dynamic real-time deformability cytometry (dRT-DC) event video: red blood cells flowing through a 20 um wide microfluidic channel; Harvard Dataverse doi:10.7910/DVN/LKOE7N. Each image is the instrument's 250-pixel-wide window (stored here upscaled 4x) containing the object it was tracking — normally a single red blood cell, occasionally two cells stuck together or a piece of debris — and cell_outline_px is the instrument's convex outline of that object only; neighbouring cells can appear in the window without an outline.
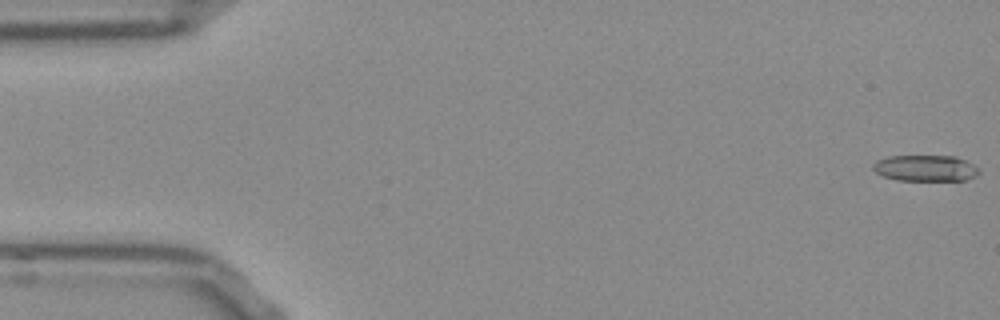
{"species": "Egyptian fruit bat (a non-hibernating species)", "species_latin": "Rousettus aegyptiacus", "temperature_condition": "room temperature", "stored_images_in_passage": 53, "camera_frame_rate_fps": 3000, "um_per_image_px": 0.085, "frame": {"image": 1, "passage_image": 1, "time_ms": 0.0, "image_size_px": [1000, 320], "cell_outline_px": [[980, 172], [976, 176], [964, 180], [896, 180], [884, 176], [876, 172], [872, 168], [872, 164], [876, 160], [888, 156], [956, 156], [972, 164]], "centroid_in_image_um": [78.63, 14.29], "position_along_channel_um": 6.4, "area_um2": 16.07}}
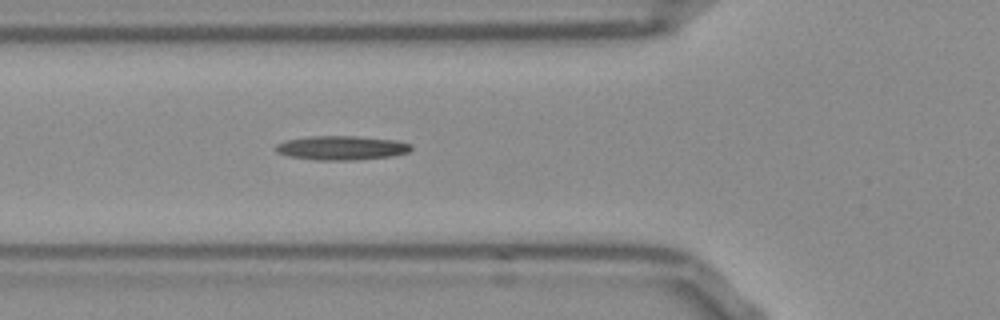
{"frame": {"image": 2, "passage_image": 19, "time_ms": 6.0, "image_size_px": [1000, 320], "cell_outline_px": [[412, 148], [408, 152], [392, 156], [356, 160], [316, 160], [292, 156], [276, 152], [276, 144], [284, 140], [308, 136], [356, 136], [396, 140], [412, 144]], "centroid_in_image_um": [29.04, 12.56], "position_along_channel_um": 96.8, "area_um2": 19.07}}
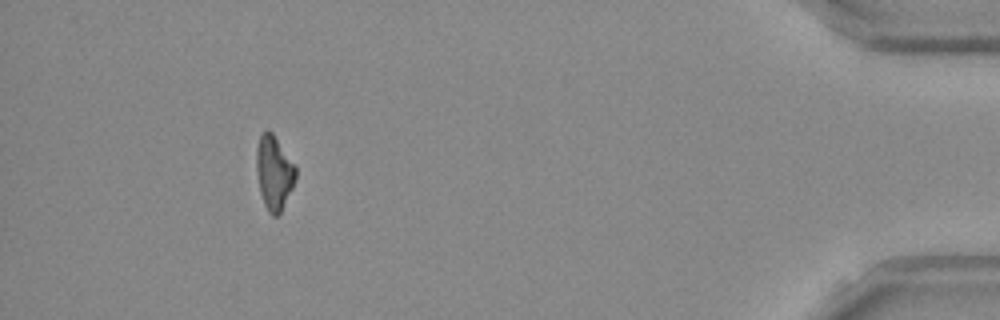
{"frame": {"image": 3, "passage_image": 49, "time_ms": 16.0, "image_size_px": [1000, 320], "cell_outline_px": [[296, 176], [292, 188], [280, 212], [276, 216], [272, 216], [268, 212], [264, 204], [260, 192], [256, 168], [256, 148], [260, 136], [268, 128], [272, 132], [296, 168]], "centroid_in_image_um": [23.27, 14.67], "position_along_channel_um": 411.9, "area_um2": 16.65}}